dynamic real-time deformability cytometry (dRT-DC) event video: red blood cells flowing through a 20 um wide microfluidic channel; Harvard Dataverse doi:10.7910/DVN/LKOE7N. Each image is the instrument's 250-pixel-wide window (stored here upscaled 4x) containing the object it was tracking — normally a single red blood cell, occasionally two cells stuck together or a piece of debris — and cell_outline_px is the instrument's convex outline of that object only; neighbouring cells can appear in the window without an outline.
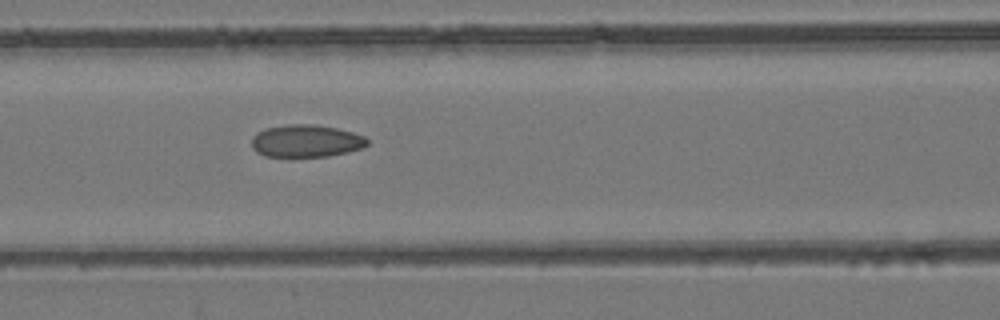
{"species": "common noctule bat (a hibernating species)", "species_latin": "Nyctalus noctula", "temperature_condition": "room temperature", "stored_images_in_passage": 7, "camera_frame_rate_fps": 3000, "um_per_image_px": 0.085, "animal": {"sex": "female", "body_mass_g": 24.6, "forearm_length_mm": 56.2}, "frame": {"image": 1, "passage_image": 7, "time_ms": 6.667, "image_size_px": [1000, 320], "cell_outline_px": [[368, 144], [364, 148], [348, 152], [328, 156], [264, 156], [256, 152], [252, 148], [252, 136], [256, 132], [264, 128], [288, 124], [312, 124], [336, 128], [352, 132], [364, 136], [368, 140]], "centroid_in_image_um": [26.0, 11.98], "position_along_channel_um": 140.6, "area_um2": 21.96}}